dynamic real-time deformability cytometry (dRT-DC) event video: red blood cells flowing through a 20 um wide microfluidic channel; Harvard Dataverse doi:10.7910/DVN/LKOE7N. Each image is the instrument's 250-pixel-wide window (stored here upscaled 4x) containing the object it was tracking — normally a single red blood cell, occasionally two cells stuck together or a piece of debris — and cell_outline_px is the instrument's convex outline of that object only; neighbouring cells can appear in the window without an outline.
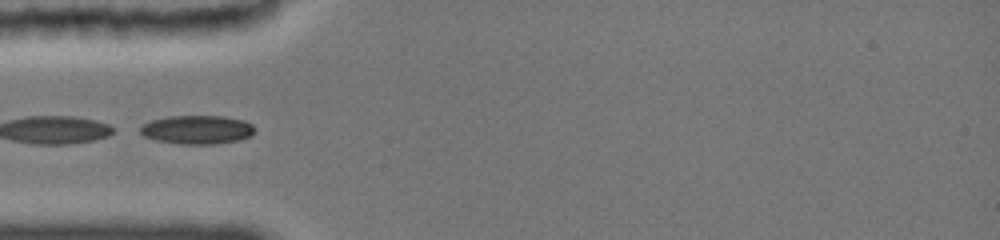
{"species": "common noctule bat (a hibernating species)", "species_latin": "Nyctalus noctula", "temperature_condition": "cold", "stored_images_in_passage": 48, "camera_frame_rate_fps": 3000, "um_per_image_px": 0.085, "animal": {"sex": "female", "body_mass_g": 19.0, "forearm_length_mm": 51.5}, "frame": {"image": 1, "passage_image": 1, "time_ms": 0.0, "image_size_px": [1000, 240], "cell_outline_px": [[252, 132], [248, 136], [236, 140], [212, 144], [180, 144], [156, 140], [144, 136], [140, 132], [140, 128], [144, 124], [152, 120], [172, 116], [220, 116], [240, 120], [252, 124]], "centroid_in_image_um": [16.69, 11.02], "position_along_channel_um": 68.3, "area_um2": 18.61}}
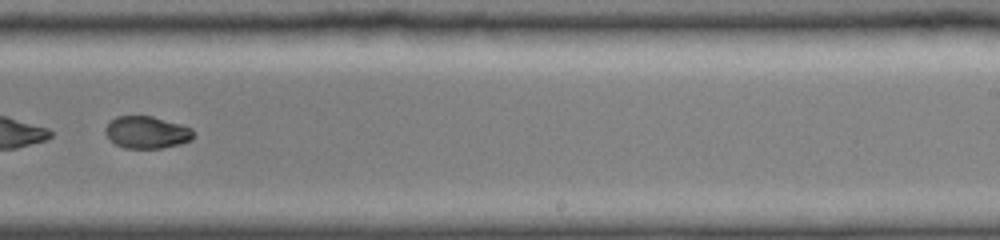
{"frame": {"image": 2, "passage_image": 29, "time_ms": 5.333, "image_size_px": [1000, 240], "cell_outline_px": [[192, 140], [180, 144], [160, 148], [124, 148], [116, 144], [104, 132], [104, 128], [116, 116], [152, 116], [180, 124], [192, 128]], "centroid_in_image_um": [12.47, 11.25], "position_along_channel_um": 276.5, "area_um2": 16.36}}
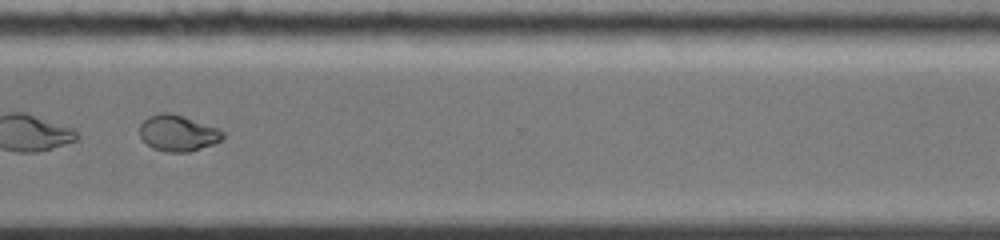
{"frame": {"image": 3, "passage_image": 36, "time_ms": 7.333, "image_size_px": [1000, 240], "cell_outline_px": [[224, 136], [220, 140], [212, 144], [188, 152], [164, 152], [152, 148], [140, 136], [140, 124], [148, 116], [164, 112], [168, 112], [184, 116], [220, 128], [224, 132]], "centroid_in_image_um": [15.12, 11.3], "position_along_channel_um": 355.5, "area_um2": 17.51}, "authors_computed_cell_mechanics": {"area_um2": 17.629, "velocity_mm_per_s": 3.9077, "shape_relaxation_time_tau1_ms": null, "shape_relaxation_time_tau2_ms": 4.3572, "deformation_change_tau1": null, "deformation_change_tau2": 0.0583}}